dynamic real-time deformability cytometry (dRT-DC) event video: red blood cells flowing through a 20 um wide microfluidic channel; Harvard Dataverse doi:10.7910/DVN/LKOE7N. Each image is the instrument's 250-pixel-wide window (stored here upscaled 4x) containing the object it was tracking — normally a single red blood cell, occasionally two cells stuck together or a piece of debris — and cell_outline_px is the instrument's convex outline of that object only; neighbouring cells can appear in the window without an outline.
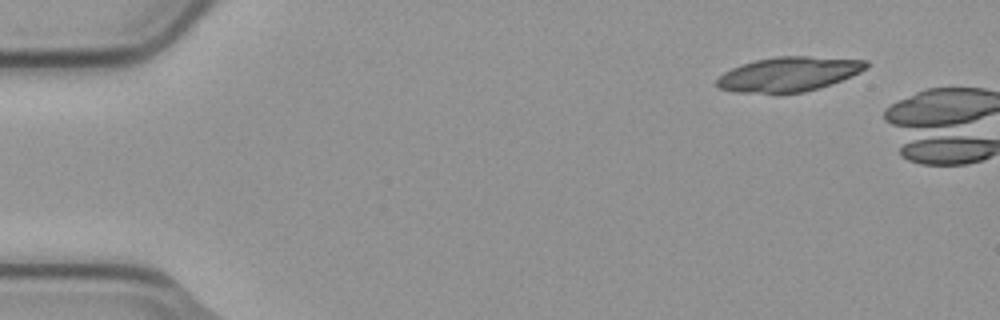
{"species": "common noctule bat (a hibernating species)", "species_latin": "Nyctalus noctula", "temperature_condition": "cold", "stored_images_in_passage": 2, "camera_frame_rate_fps": 3000, "um_per_image_px": 0.085, "animal": {"sex": "male", "body_mass_g": 23.1, "forearm_length_mm": 52.7}, "frame": {"image": 1, "passage_image": 1, "time_ms": 0.0, "image_size_px": [1000, 320], "cell_outline_px": [[868, 64], [860, 72], [832, 84], [804, 92], [736, 92], [716, 88], [716, 80], [724, 72], [740, 64], [756, 60], [776, 56], [808, 56], [868, 60]], "centroid_in_image_um": [67.02, 6.29], "position_along_channel_um": 18.0, "area_um2": 29.82}}